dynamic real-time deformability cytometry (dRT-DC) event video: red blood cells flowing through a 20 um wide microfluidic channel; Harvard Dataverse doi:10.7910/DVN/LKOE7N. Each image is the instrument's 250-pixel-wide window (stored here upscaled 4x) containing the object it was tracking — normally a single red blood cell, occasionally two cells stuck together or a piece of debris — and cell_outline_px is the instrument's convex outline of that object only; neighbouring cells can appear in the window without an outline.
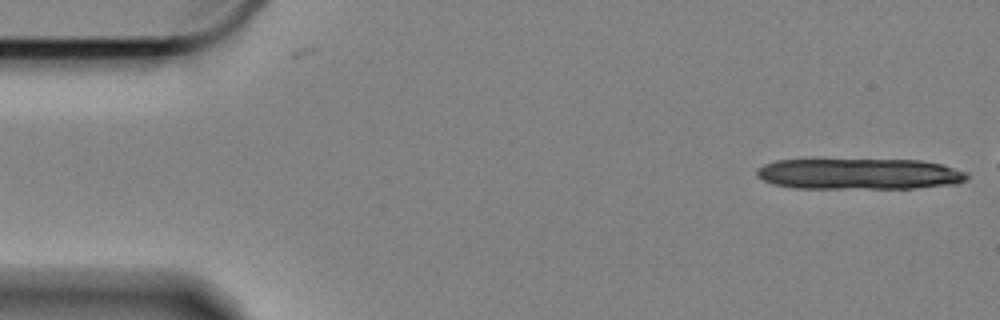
{"species": "Egyptian fruit bat (a non-hibernating species)", "species_latin": "Rousettus aegyptiacus", "temperature_condition": "cold", "stored_images_in_passage": 9, "camera_frame_rate_fps": 3000, "um_per_image_px": 0.085, "animal": {"sex": "female"}, "frame": {"image": 1, "passage_image": 1, "time_ms": 0.0, "image_size_px": [1000, 320], "cell_outline_px": [[968, 180], [956, 184], [912, 188], [792, 188], [772, 184], [756, 176], [756, 172], [764, 164], [776, 160], [920, 160], [940, 164], [968, 172]], "centroid_in_image_um": [73.05, 14.79], "position_along_channel_um": 11.9, "area_um2": 37.97}}